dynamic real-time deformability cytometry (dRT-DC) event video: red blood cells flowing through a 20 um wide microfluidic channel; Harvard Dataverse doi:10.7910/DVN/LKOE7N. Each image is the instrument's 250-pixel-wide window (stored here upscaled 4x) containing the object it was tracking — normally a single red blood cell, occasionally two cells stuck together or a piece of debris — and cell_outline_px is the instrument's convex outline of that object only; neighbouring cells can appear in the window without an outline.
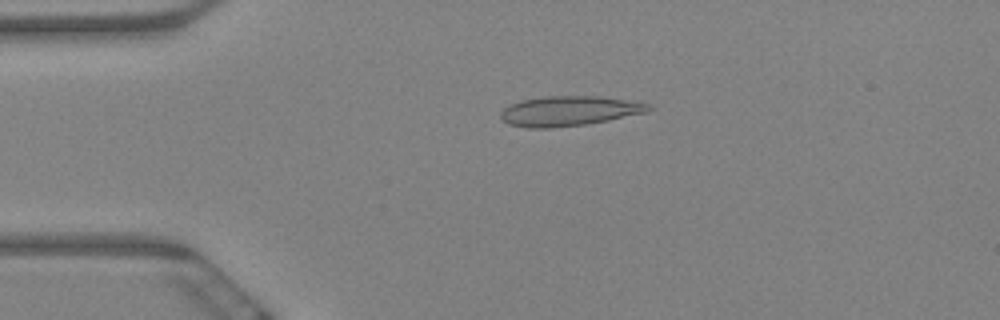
{"species": "Egyptian fruit bat (a non-hibernating species)", "species_latin": "Rousettus aegyptiacus", "temperature_condition": "warm", "stored_images_in_passage": 62, "camera_frame_rate_fps": 3000, "um_per_image_px": 0.085, "animal": {"sex": "female"}, "frame": {"image": 1, "passage_image": 13, "time_ms": 4.0, "image_size_px": [1000, 320], "cell_outline_px": [[656, 108], [644, 112], [608, 120], [584, 124], [552, 128], [528, 128], [508, 124], [500, 116], [500, 112], [504, 108], [520, 100], [544, 96], [600, 96], [652, 104]], "centroid_in_image_um": [48.37, 9.43], "position_along_channel_um": 36.6, "area_um2": 25.66}}
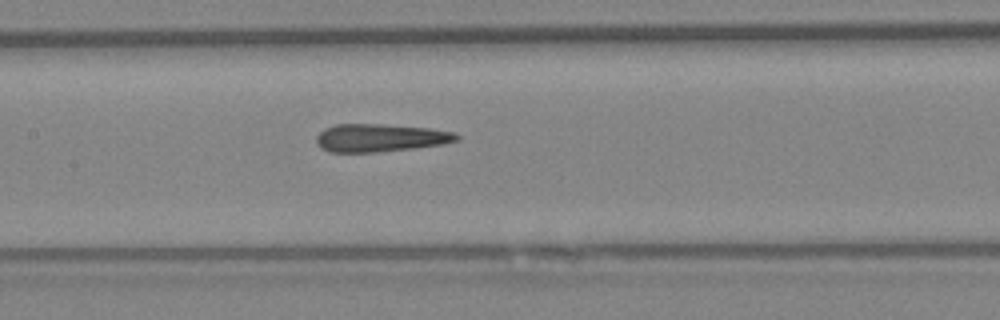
{"frame": {"image": 2, "passage_image": 29, "time_ms": 9.333, "image_size_px": [1000, 320], "cell_outline_px": [[460, 140], [444, 144], [412, 148], [376, 152], [332, 152], [320, 148], [316, 144], [316, 136], [324, 128], [336, 124], [380, 124], [428, 128], [456, 132], [460, 136]], "centroid_in_image_um": [32.32, 11.71], "position_along_channel_um": 175.1, "area_um2": 22.89}}
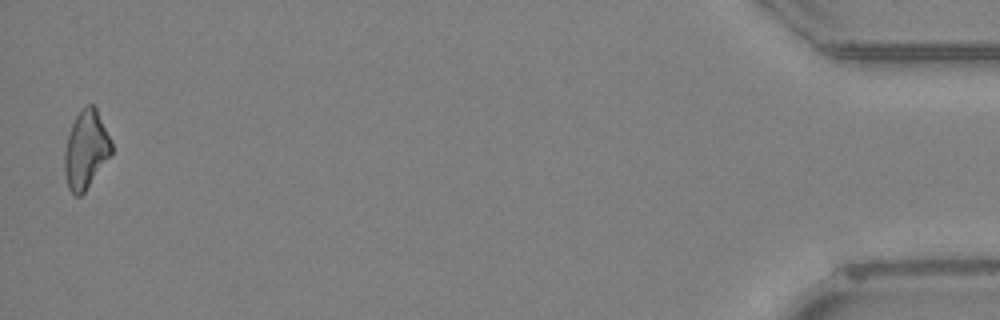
{"frame": {"image": 3, "passage_image": 61, "time_ms": 20.0, "image_size_px": [1000, 320], "cell_outline_px": [[112, 152], [84, 192], [80, 196], [76, 196], [68, 188], [64, 172], [64, 152], [68, 136], [72, 124], [76, 116], [84, 104], [92, 104], [96, 108], [112, 144]], "centroid_in_image_um": [7.28, 12.71], "position_along_channel_um": 427.9, "area_um2": 20.98}, "authors_computed_cell_mechanics": {"area_um2": 23.0044, "velocity_mm_per_s": 3.2466, "shape_relaxation_time_tau1_ms": null, "shape_relaxation_time_tau2_ms": 4.1745, "deformation_change_tau1": null, "deformation_change_tau2": 0.1228}}